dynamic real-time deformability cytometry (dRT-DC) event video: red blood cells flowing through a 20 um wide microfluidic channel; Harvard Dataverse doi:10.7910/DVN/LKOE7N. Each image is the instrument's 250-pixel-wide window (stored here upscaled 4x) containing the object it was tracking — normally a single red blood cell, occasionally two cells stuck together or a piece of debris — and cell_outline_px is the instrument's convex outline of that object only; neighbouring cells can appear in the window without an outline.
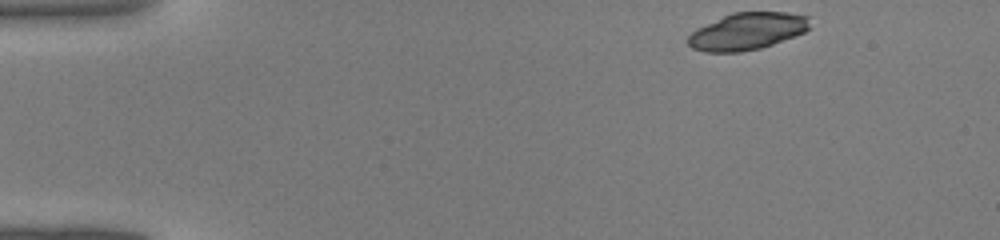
{"species": "common noctule bat (a hibernating species)", "species_latin": "Nyctalus noctula", "temperature_condition": "warm", "stored_images_in_passage": 39, "camera_frame_rate_fps": 3000, "um_per_image_px": 0.085, "animal": {"sex": "male", "body_mass_g": 19.0, "forearm_length_mm": 50.8}, "frame": {"image": 1, "passage_image": 1, "time_ms": 0.0, "image_size_px": [1000, 240], "cell_outline_px": [[808, 28], [804, 32], [772, 44], [760, 48], [740, 52], [704, 52], [692, 48], [688, 44], [688, 36], [696, 28], [732, 12], [788, 12], [808, 16]], "centroid_in_image_um": [63.47, 2.66], "position_along_channel_um": 21.5, "area_um2": 26.13}}